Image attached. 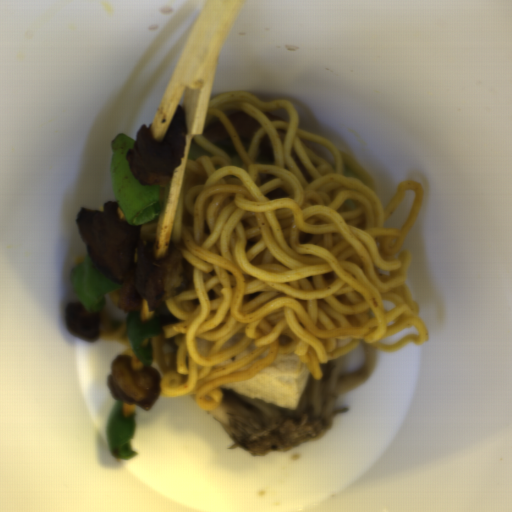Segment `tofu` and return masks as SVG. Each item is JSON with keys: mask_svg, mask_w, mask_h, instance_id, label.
<instances>
[{"mask_svg": "<svg viewBox=\"0 0 512 512\" xmlns=\"http://www.w3.org/2000/svg\"><path fill=\"white\" fill-rule=\"evenodd\" d=\"M310 372L295 353L284 352L274 358L250 380L217 386L256 397L264 402L295 410L308 384Z\"/></svg>", "mask_w": 512, "mask_h": 512, "instance_id": "5b9d583a", "label": "tofu"}]
</instances>
